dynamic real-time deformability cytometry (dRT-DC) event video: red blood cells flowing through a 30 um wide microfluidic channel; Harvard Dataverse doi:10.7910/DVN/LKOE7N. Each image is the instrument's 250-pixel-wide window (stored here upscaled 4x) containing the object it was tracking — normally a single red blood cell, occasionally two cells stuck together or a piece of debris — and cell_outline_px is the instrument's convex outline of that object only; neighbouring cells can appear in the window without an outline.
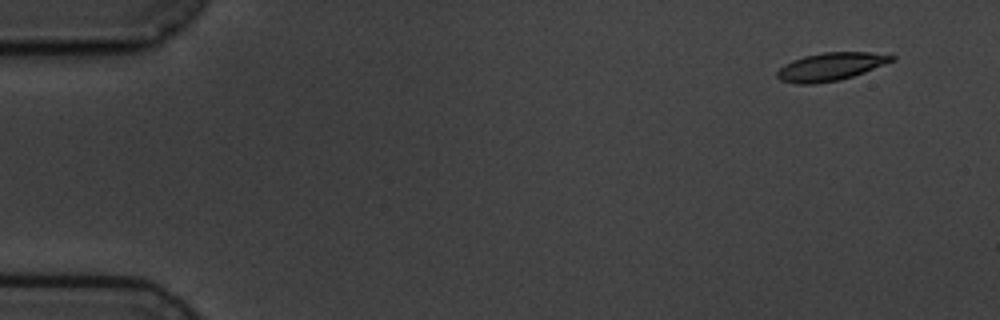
{"species": "common noctule bat (a hibernating species)", "species_latin": "Nyctalus noctula", "temperature_condition": "cold", "stored_images_in_passage": 4, "camera_frame_rate_fps": 3000, "um_per_image_px": 0.085, "animal": {"sex": "male", "body_mass_g": 19.5, "forearm_length_mm": 54.6}, "frame": {"image": 1, "passage_image": 1, "time_ms": 0.0, "image_size_px": [1000, 320], "cell_outline_px": [[896, 60], [864, 72], [840, 80], [812, 84], [800, 84], [780, 80], [776, 76], [776, 72], [784, 64], [792, 60], [804, 56], [824, 52], [892, 52], [896, 56]], "centroid_in_image_um": [70.68, 5.64], "position_along_channel_um": 14.3, "area_um2": 18.96}}
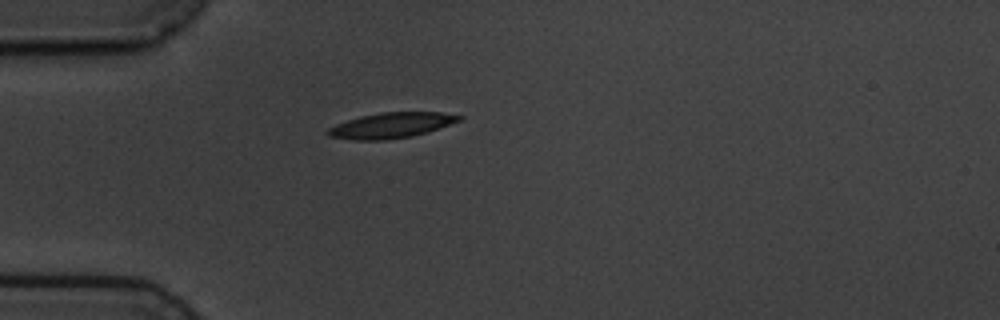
{"frame": {"image": 2, "passage_image": 4, "time_ms": 4.0, "image_size_px": [1000, 320], "cell_outline_px": [[464, 116], [460, 120], [428, 132], [412, 136], [384, 140], [352, 140], [328, 136], [324, 132], [328, 128], [336, 124], [360, 116], [380, 112], [440, 112]], "centroid_in_image_um": [33.21, 10.66], "position_along_channel_um": 51.8, "area_um2": 19.48}}